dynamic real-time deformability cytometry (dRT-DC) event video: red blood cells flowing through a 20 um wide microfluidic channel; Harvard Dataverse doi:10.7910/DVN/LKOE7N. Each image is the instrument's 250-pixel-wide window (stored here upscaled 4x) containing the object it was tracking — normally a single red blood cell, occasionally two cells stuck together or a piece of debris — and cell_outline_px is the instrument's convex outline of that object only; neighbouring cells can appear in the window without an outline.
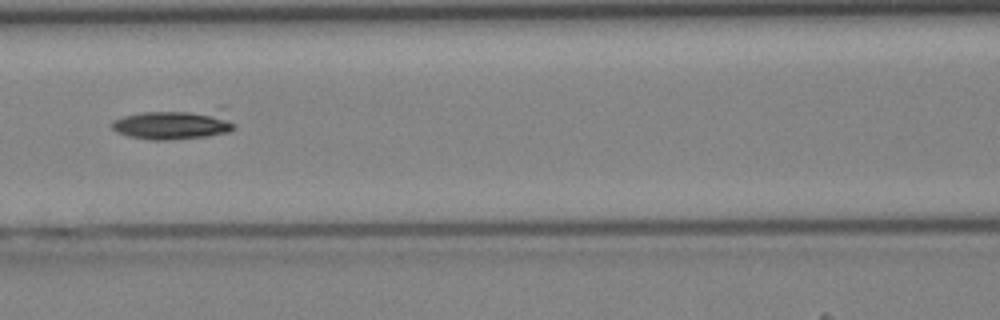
{"species": "Egyptian fruit bat (a non-hibernating species)", "species_latin": "Rousettus aegyptiacus", "temperature_condition": "cold", "stored_images_in_passage": 43, "camera_frame_rate_fps": 3000, "um_per_image_px": 0.085, "animal": {"sex": "female"}, "frame": {"image": 1, "passage_image": 19, "time_ms": 6.0, "image_size_px": [1000, 320], "cell_outline_px": [[236, 128], [228, 132], [208, 136], [168, 140], [152, 140], [128, 136], [116, 132], [112, 128], [112, 120], [124, 116], [140, 112], [216, 112], [236, 124]], "centroid_in_image_um": [14.64, 10.64], "position_along_channel_um": 152.0, "area_um2": 20.29}}
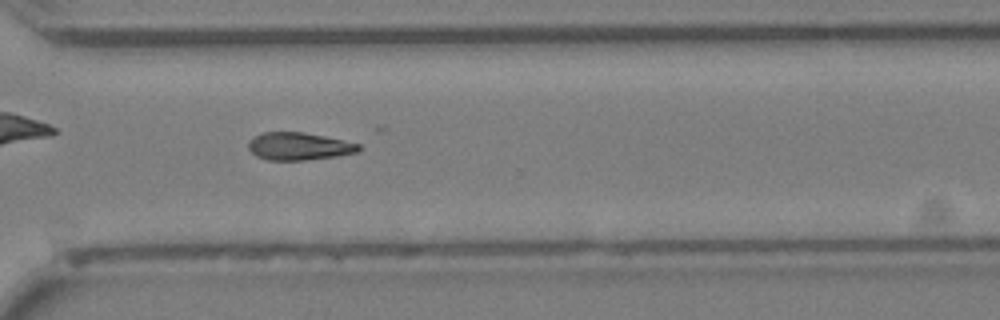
{"frame": {"image": 2, "passage_image": 31, "time_ms": 10.0, "image_size_px": [1000, 320], "cell_outline_px": [[360, 148], [356, 152], [340, 156], [304, 160], [268, 160], [256, 156], [248, 148], [248, 140], [252, 136], [264, 132], [304, 132], [324, 136], [360, 144]], "centroid_in_image_um": [25.37, 12.43], "position_along_channel_um": 345.2, "area_um2": 17.8}}